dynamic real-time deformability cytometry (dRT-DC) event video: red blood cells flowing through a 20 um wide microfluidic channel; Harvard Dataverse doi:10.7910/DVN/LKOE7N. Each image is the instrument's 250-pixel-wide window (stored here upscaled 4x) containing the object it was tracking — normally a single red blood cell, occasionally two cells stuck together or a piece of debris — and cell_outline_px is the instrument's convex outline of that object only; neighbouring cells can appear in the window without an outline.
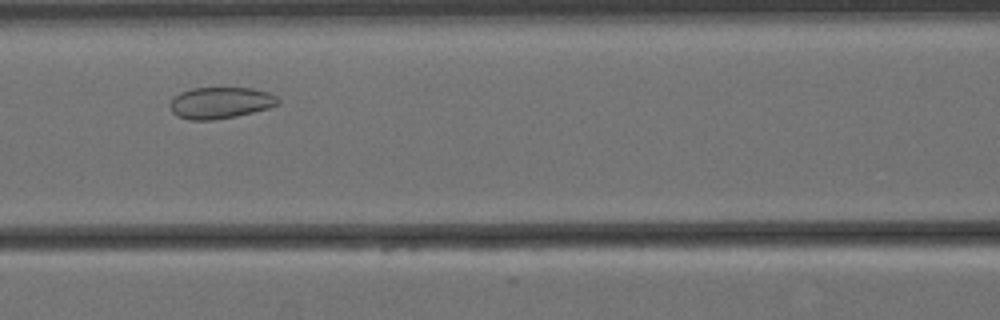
{"species": "Egyptian fruit bat (a non-hibernating species)", "species_latin": "Rousettus aegyptiacus", "temperature_condition": "cold", "stored_images_in_passage": 4, "camera_frame_rate_fps": 3000, "um_per_image_px": 0.085, "animal": {"sex": "female"}, "frame": {"image": 1, "passage_image": 4, "time_ms": 1.0, "image_size_px": [1000, 320], "cell_outline_px": [[280, 104], [268, 108], [236, 116], [212, 120], [188, 120], [176, 116], [172, 112], [168, 104], [180, 92], [192, 88], [252, 88], [268, 92], [276, 96], [280, 100]], "centroid_in_image_um": [18.72, 8.74], "position_along_channel_um": 147.9, "area_um2": 19.88}}